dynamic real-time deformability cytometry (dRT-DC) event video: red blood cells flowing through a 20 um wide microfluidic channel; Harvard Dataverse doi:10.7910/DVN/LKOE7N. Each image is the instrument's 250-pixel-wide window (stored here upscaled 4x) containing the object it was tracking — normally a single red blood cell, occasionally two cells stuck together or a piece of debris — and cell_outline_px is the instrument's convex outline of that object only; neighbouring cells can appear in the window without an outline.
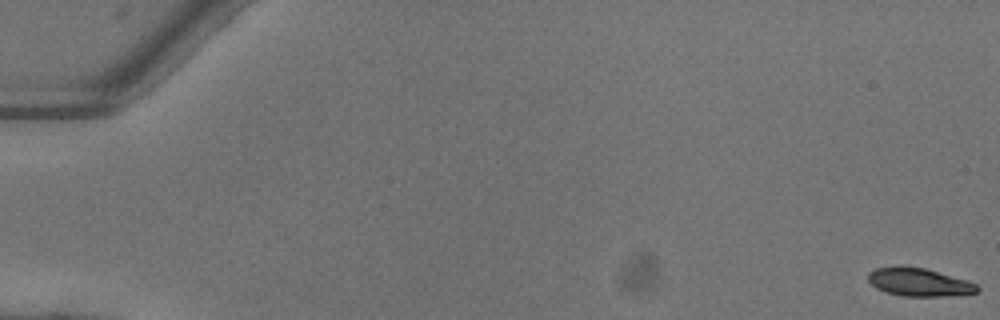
{"species": "common noctule bat (a hibernating species)", "species_latin": "Nyctalus noctula", "temperature_condition": "warm", "stored_images_in_passage": 52, "camera_frame_rate_fps": 3000, "um_per_image_px": 0.085, "animal": {"sex": "female"}, "frame": {"image": 1, "passage_image": 1, "time_ms": 0.0, "image_size_px": [1000, 320], "cell_outline_px": [[980, 288], [976, 292], [940, 296], [904, 296], [888, 292], [876, 288], [868, 280], [868, 272], [876, 268], [924, 268], [968, 280], [976, 284]], "centroid_in_image_um": [78.14, 24.0], "position_along_channel_um": 6.9, "area_um2": 17.17}}
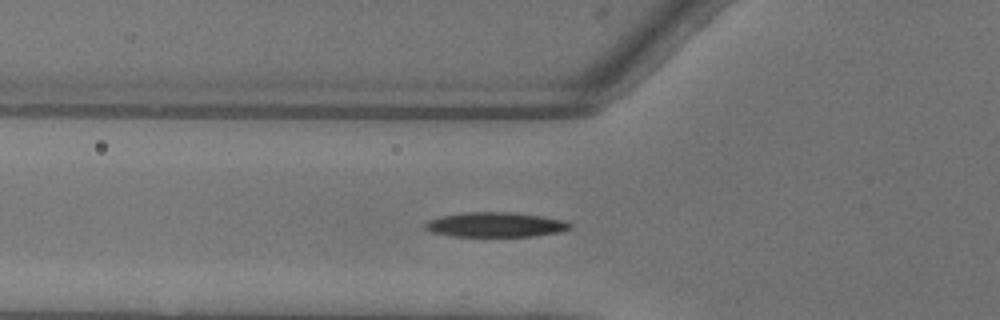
{"frame": {"image": 2, "passage_image": 20, "time_ms": 6.333, "image_size_px": [1000, 320], "cell_outline_px": [[572, 228], [560, 232], [532, 236], [452, 236], [432, 232], [424, 228], [424, 224], [428, 220], [440, 216], [464, 212], [512, 212], [540, 216], [564, 220], [572, 224]], "centroid_in_image_um": [42.11, 19.09], "position_along_channel_um": 83.7, "area_um2": 20.92}}
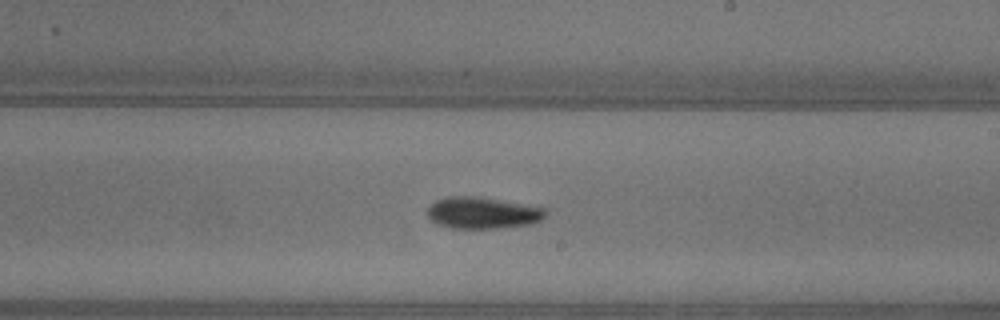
{"frame": {"image": 3, "passage_image": 32, "time_ms": 10.333, "image_size_px": [1000, 320], "cell_outline_px": [[548, 212], [540, 220], [532, 224], [500, 228], [448, 228], [436, 224], [428, 216], [428, 208], [436, 200], [448, 196], [476, 196], [548, 208]], "centroid_in_image_um": [41.03, 18.1], "position_along_channel_um": 248.0, "area_um2": 21.85}, "authors_computed_cell_mechanics": {"area_um2": 19.8832, "velocity_mm_per_s": 4.0917, "shape_relaxation_time_tau1_ms": 3.1723, "shape_relaxation_time_tau2_ms": null, "deformation_change_tau1": 0.1494, "deformation_change_tau2": null}}